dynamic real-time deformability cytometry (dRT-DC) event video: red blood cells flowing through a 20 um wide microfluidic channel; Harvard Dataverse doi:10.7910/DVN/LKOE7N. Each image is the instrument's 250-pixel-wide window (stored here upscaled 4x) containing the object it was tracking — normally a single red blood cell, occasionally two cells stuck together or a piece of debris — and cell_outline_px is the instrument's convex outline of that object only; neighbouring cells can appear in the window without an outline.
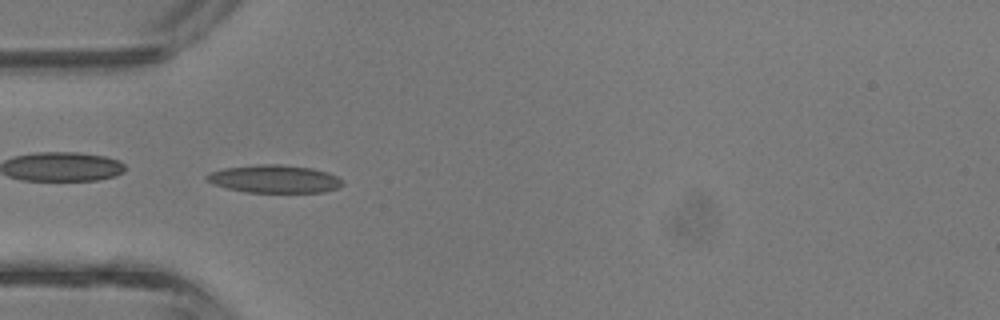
{"species": "common noctule bat (a hibernating species)", "species_latin": "Nyctalus noctula", "temperature_condition": "room temperature", "stored_images_in_passage": 41, "camera_frame_rate_fps": 3000, "um_per_image_px": 0.085, "animal": {"sex": "male", "body_mass_g": 13.3}, "frame": {"image": 1, "passage_image": 12, "time_ms": 3.667, "image_size_px": [1000, 320], "cell_outline_px": [[344, 184], [336, 188], [324, 192], [244, 192], [212, 184], [204, 180], [204, 176], [212, 172], [224, 168], [260, 164], [280, 164], [312, 168], [328, 172], [344, 180]], "centroid_in_image_um": [23.32, 15.21], "position_along_channel_um": 61.7, "area_um2": 22.14}}
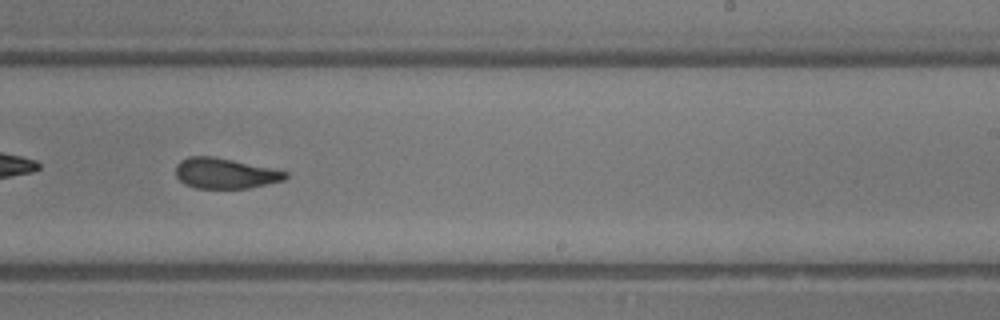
{"frame": {"image": 2, "passage_image": 25, "time_ms": 8.0, "image_size_px": [1000, 320], "cell_outline_px": [[288, 176], [284, 180], [248, 188], [196, 188], [184, 184], [176, 176], [176, 164], [180, 160], [188, 156], [212, 156], [232, 160], [288, 172]], "centroid_in_image_um": [19.09, 14.73], "position_along_channel_um": 269.9, "area_um2": 19.31}}
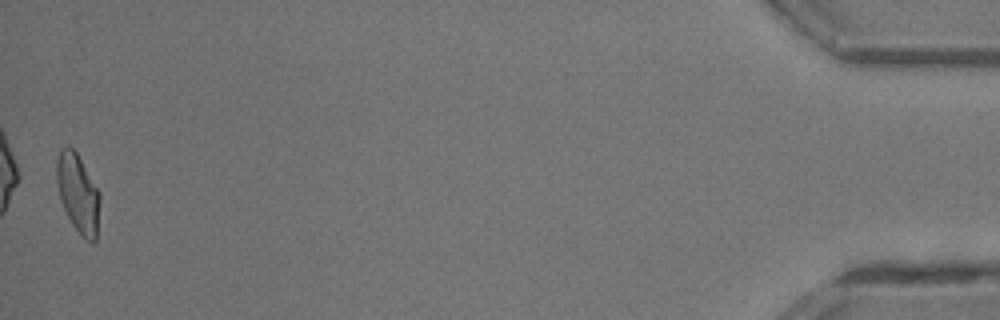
{"frame": {"image": 3, "passage_image": 41, "time_ms": 13.333, "image_size_px": [1000, 320], "cell_outline_px": [[100, 200], [96, 240], [88, 240], [72, 224], [60, 200], [56, 180], [56, 160], [60, 148], [68, 144], [76, 152], [100, 192]], "centroid_in_image_um": [6.61, 16.36], "position_along_channel_um": 428.6, "area_um2": 19.65}, "authors_computed_cell_mechanics": {"area_um2": 19.8254, "velocity_mm_per_s": 4.8299, "shape_relaxation_time_tau1_ms": 6.9226, "shape_relaxation_time_tau2_ms": 2.2308, "deformation_change_tau1": 0.2159, "deformation_change_tau2": 0.1093}}